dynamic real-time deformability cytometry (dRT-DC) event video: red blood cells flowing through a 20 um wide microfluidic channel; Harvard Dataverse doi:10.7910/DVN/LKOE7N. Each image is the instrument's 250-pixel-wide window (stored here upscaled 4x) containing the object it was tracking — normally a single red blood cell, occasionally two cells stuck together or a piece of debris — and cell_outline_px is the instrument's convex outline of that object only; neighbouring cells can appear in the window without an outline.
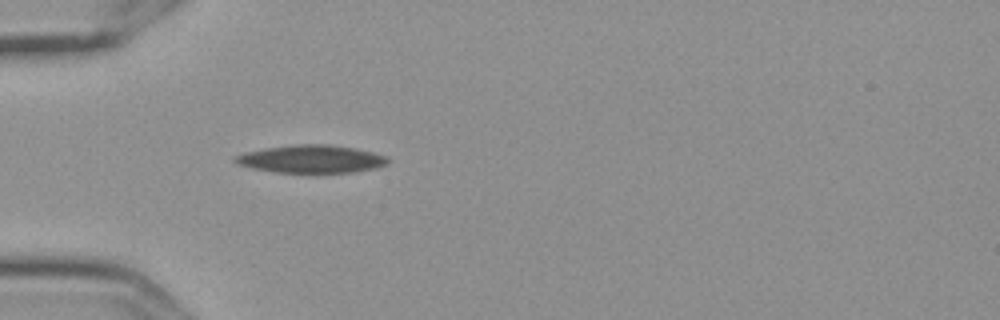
{"species": "Egyptian fruit bat (a non-hibernating species)", "species_latin": "Rousettus aegyptiacus", "temperature_condition": "cold", "stored_images_in_passage": 41, "camera_frame_rate_fps": 3000, "um_per_image_px": 0.085, "frame": {"image": 1, "passage_image": 1, "time_ms": 0.0, "image_size_px": [1000, 320], "cell_outline_px": [[388, 160], [384, 164], [372, 168], [352, 172], [276, 172], [252, 168], [236, 164], [232, 160], [236, 156], [244, 152], [264, 148], [296, 144], [328, 144], [352, 148], [372, 152], [388, 156]], "centroid_in_image_um": [26.38, 13.5], "position_along_channel_um": 58.6, "area_um2": 24.45}}
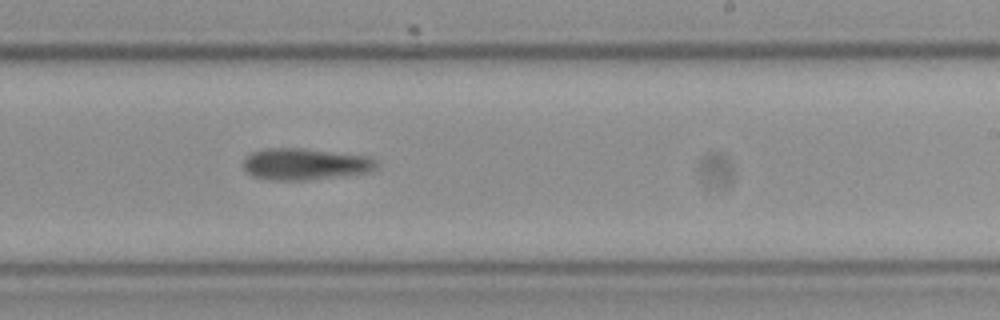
{"frame": {"image": 2, "passage_image": 19, "time_ms": 6.0, "image_size_px": [1000, 320], "cell_outline_px": [[376, 168], [368, 172], [308, 180], [268, 180], [252, 176], [244, 168], [244, 160], [252, 152], [264, 148], [300, 148], [368, 156], [376, 160]], "centroid_in_image_um": [25.9, 13.95], "position_along_channel_um": 263.1, "area_um2": 24.33}}
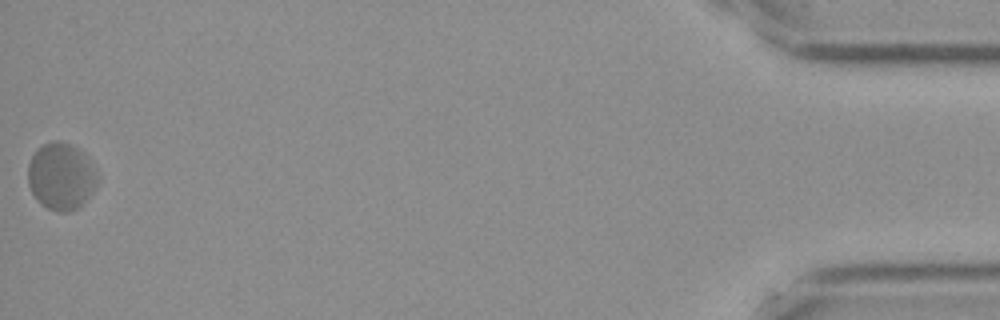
{"frame": {"image": 3, "passage_image": 41, "time_ms": 13.333, "image_size_px": [1000, 320], "cell_outline_px": [[96, 184], [92, 192], [80, 208], [68, 212], [56, 212], [40, 204], [36, 200], [28, 184], [28, 164], [32, 156], [44, 144], [52, 140], [60, 140], [76, 148], [92, 164], [96, 172]], "centroid_in_image_um": [5.17, 15.03], "position_along_channel_um": 430.0, "area_um2": 26.88}, "authors_computed_cell_mechanics": {"area_um2": 24.5072, "velocity_mm_per_s": 3.5123, "shape_relaxation_time_tau1_ms": null, "shape_relaxation_time_tau2_ms": 8.5885, "deformation_change_tau1": null, "deformation_change_tau2": 0.1552}}